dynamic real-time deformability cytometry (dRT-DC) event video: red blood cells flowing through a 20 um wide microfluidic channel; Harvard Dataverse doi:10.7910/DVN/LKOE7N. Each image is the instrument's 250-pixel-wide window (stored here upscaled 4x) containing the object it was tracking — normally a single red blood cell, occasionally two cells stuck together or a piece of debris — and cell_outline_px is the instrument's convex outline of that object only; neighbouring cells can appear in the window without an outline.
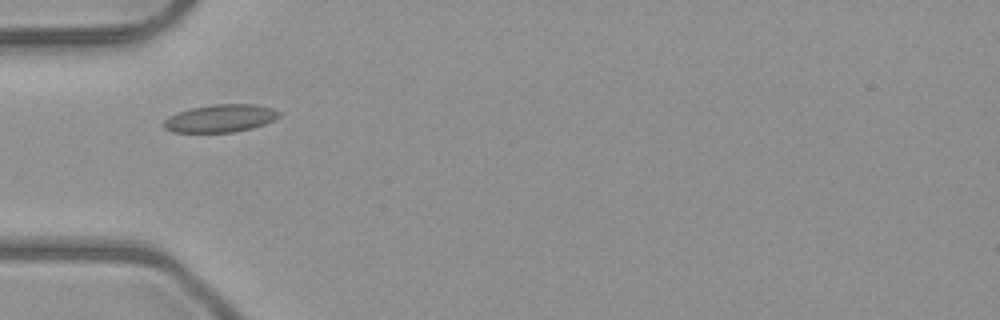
{"species": "common noctule bat (a hibernating species)", "species_latin": "Nyctalus noctula", "temperature_condition": "room temperature", "stored_images_in_passage": 2, "camera_frame_rate_fps": 3000, "um_per_image_px": 0.085, "animal": {"sex": "male", "body_mass_g": 23.1, "forearm_length_mm": 52.7}, "frame": {"image": 1, "passage_image": 2, "time_ms": 1.333, "image_size_px": [1000, 320], "cell_outline_px": [[280, 116], [264, 124], [252, 128], [232, 132], [172, 132], [164, 128], [164, 120], [168, 116], [176, 112], [192, 108], [212, 104], [256, 104], [272, 108], [280, 112]], "centroid_in_image_um": [18.72, 10.05], "position_along_channel_um": 66.3, "area_um2": 18.61}}